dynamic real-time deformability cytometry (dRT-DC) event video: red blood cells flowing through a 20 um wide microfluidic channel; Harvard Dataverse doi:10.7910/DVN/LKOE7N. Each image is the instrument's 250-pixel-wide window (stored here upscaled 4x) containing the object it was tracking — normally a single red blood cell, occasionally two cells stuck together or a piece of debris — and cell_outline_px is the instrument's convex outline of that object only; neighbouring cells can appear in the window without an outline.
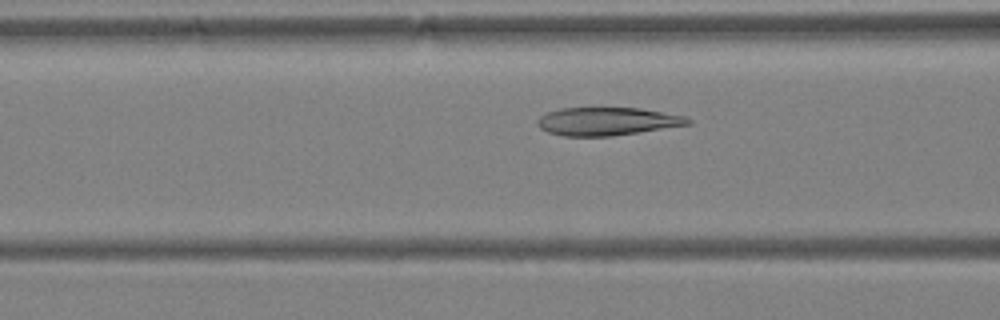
{"species": "Egyptian fruit bat (a non-hibernating species)", "species_latin": "Rousettus aegyptiacus", "temperature_condition": "warm", "stored_images_in_passage": 28, "camera_frame_rate_fps": 3000, "um_per_image_px": 0.085, "animal": {"sex": "female"}, "frame": {"image": 1, "passage_image": 11, "time_ms": 3.333, "image_size_px": [1000, 320], "cell_outline_px": [[692, 124], [612, 136], [564, 136], [548, 132], [540, 128], [536, 124], [536, 120], [540, 116], [548, 112], [560, 108], [640, 108], [688, 116], [692, 120]], "centroid_in_image_um": [51.63, 10.31], "position_along_channel_um": 115.0, "area_um2": 24.74}}
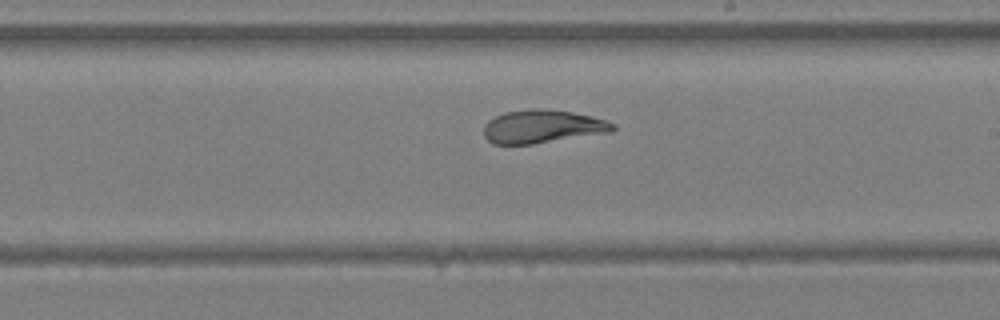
{"frame": {"image": 2, "passage_image": 20, "time_ms": 6.333, "image_size_px": [1000, 320], "cell_outline_px": [[616, 128], [612, 132], [532, 144], [492, 144], [484, 136], [484, 124], [488, 120], [496, 116], [508, 112], [532, 108], [544, 108], [572, 112], [592, 116], [616, 124]], "centroid_in_image_um": [46.12, 10.75], "position_along_channel_um": 242.9, "area_um2": 25.03}}
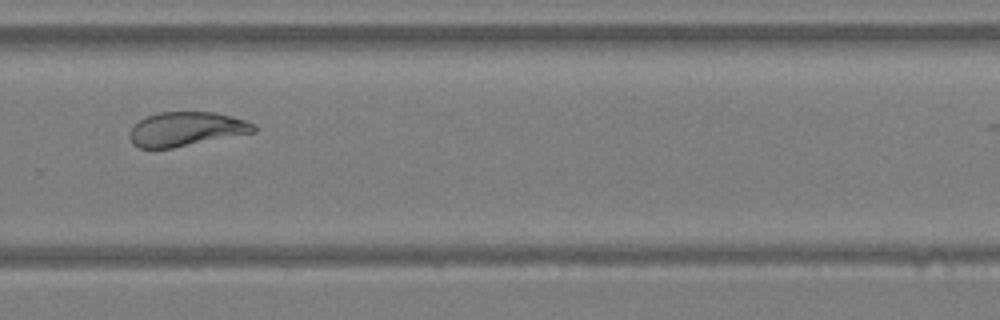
{"frame": {"image": 3, "passage_image": 25, "time_ms": 8.0, "image_size_px": [1000, 320], "cell_outline_px": [[256, 132], [172, 148], [140, 148], [132, 144], [128, 136], [128, 132], [140, 120], [148, 116], [160, 112], [216, 112], [244, 120], [256, 124]], "centroid_in_image_um": [15.82, 10.97], "position_along_channel_um": 314.0, "area_um2": 24.68}}